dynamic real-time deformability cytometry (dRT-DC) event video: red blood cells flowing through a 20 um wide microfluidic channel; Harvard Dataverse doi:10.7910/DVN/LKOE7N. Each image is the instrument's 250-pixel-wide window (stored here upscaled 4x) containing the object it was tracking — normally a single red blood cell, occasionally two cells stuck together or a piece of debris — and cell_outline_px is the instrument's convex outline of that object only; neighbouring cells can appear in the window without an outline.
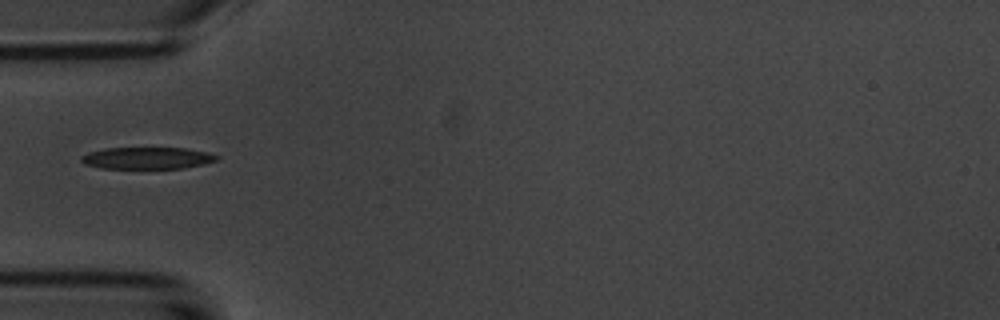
{"species": "common noctule bat (a hibernating species)", "species_latin": "Nyctalus noctula", "temperature_condition": "room temperature", "stored_images_in_passage": 1, "camera_frame_rate_fps": 3000, "um_per_image_px": 0.085, "animal": {"sex": "male", "body_mass_g": 20.1, "forearm_length_mm": 53.5}, "frame": {"image": 1, "passage_image": 1, "time_ms": 0.0, "image_size_px": [1000, 320], "cell_outline_px": [[220, 156], [216, 160], [204, 164], [184, 168], [100, 168], [84, 164], [80, 160], [80, 156], [88, 152], [104, 148], [184, 148], [208, 152]], "centroid_in_image_um": [12.48, 13.43], "position_along_channel_um": 72.5, "area_um2": 17.28}}